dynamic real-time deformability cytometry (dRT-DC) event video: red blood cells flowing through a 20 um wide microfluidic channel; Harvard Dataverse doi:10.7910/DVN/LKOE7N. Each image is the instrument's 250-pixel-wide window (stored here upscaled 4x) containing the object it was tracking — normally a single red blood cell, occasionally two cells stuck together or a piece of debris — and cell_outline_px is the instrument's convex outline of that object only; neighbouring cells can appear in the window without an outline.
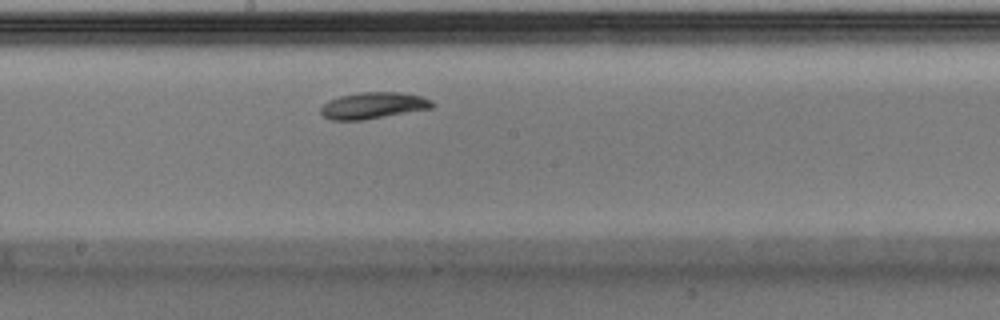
{"species": "Egyptian fruit bat (a non-hibernating species)", "species_latin": "Rousettus aegyptiacus", "temperature_condition": "warm", "stored_images_in_passage": 32, "camera_frame_rate_fps": 3000, "um_per_image_px": 0.085, "animal": {"sex": "male"}, "frame": {"image": 1, "passage_image": 14, "time_ms": 4.333, "image_size_px": [1000, 320], "cell_outline_px": [[436, 104], [432, 108], [364, 120], [332, 120], [324, 116], [320, 112], [320, 108], [328, 100], [340, 96], [360, 92], [400, 92], [420, 96], [432, 100]], "centroid_in_image_um": [31.73, 8.97], "position_along_channel_um": 216.5, "area_um2": 17.22}}